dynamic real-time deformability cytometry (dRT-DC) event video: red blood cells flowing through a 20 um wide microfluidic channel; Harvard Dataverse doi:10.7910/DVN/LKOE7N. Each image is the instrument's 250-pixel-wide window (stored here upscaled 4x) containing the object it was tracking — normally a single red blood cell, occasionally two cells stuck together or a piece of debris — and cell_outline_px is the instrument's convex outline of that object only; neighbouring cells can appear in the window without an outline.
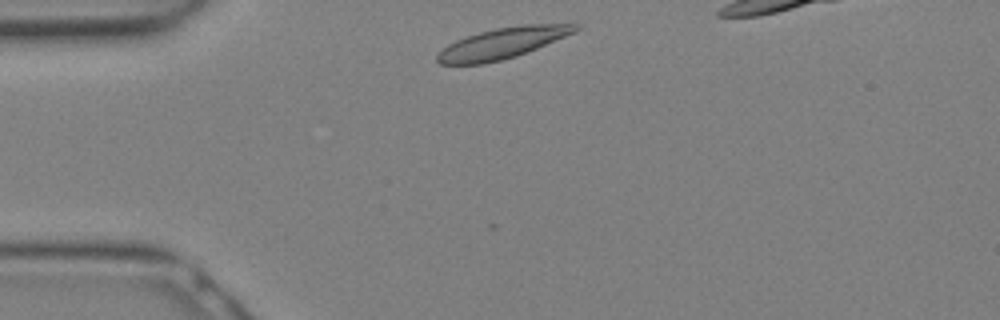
{"species": "Egyptian fruit bat (a non-hibernating species)", "species_latin": "Rousettus aegyptiacus", "temperature_condition": "warm", "stored_images_in_passage": 10, "camera_frame_rate_fps": 3000, "um_per_image_px": 0.085, "animal": {"sex": "female"}, "frame": {"image": 1, "passage_image": 1, "time_ms": 0.0, "image_size_px": [1000, 320], "cell_outline_px": [[580, 28], [576, 32], [528, 52], [516, 56], [484, 64], [440, 64], [436, 60], [436, 56], [448, 44], [456, 40], [480, 32], [496, 28], [520, 24], [580, 24]], "centroid_in_image_um": [42.74, 3.66], "position_along_channel_um": 42.3, "area_um2": 24.74}}
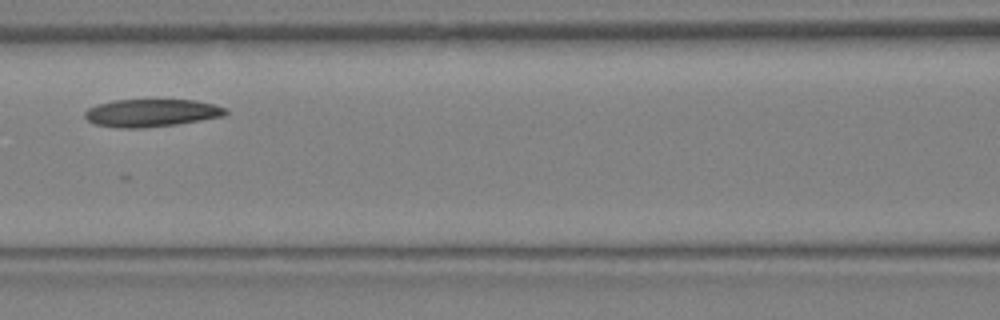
{"frame": {"image": 2, "passage_image": 7, "time_ms": 2.0, "image_size_px": [1000, 320], "cell_outline_px": [[228, 112], [224, 116], [176, 124], [144, 128], [120, 128], [96, 124], [88, 120], [84, 116], [84, 112], [88, 108], [96, 104], [112, 100], [196, 100], [216, 104], [228, 108]], "centroid_in_image_um": [12.89, 9.59], "position_along_channel_um": 153.7, "area_um2": 22.83}}
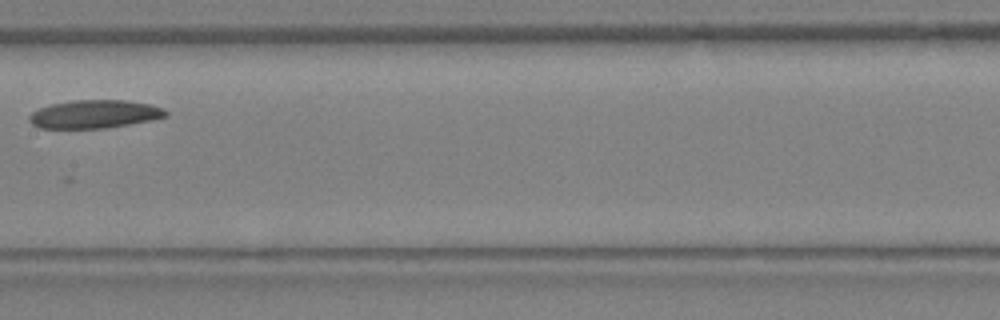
{"frame": {"image": 3, "passage_image": 9, "time_ms": 2.667, "image_size_px": [1000, 320], "cell_outline_px": [[168, 116], [152, 120], [108, 128], [40, 128], [32, 124], [28, 120], [28, 116], [32, 112], [40, 108], [52, 104], [72, 100], [128, 100], [148, 104], [164, 108], [168, 112]], "centroid_in_image_um": [8.05, 9.7], "position_along_channel_um": 199.3, "area_um2": 22.54}}